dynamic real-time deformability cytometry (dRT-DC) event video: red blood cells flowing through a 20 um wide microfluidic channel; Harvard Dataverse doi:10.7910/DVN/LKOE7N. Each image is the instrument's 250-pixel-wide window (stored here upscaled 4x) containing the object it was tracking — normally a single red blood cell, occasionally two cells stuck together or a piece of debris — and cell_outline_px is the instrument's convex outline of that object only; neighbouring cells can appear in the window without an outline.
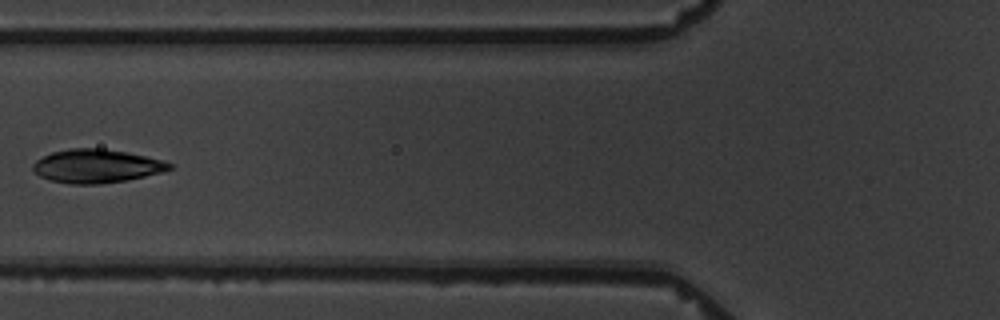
{"species": "common noctule bat (a hibernating species)", "species_latin": "Nyctalus noctula", "temperature_condition": "warm", "stored_images_in_passage": 8, "camera_frame_rate_fps": 3000, "um_per_image_px": 0.085, "animal": {"sex": "male", "body_mass_g": 19.5, "forearm_length_mm": 54.6}, "frame": {"image": 1, "passage_image": 7, "time_ms": 7.0, "image_size_px": [1000, 320], "cell_outline_px": [[172, 168], [160, 172], [144, 176], [124, 180], [96, 184], [72, 184], [52, 180], [40, 176], [32, 168], [32, 164], [36, 160], [52, 152], [68, 148], [100, 148], [128, 152], [164, 160], [172, 164]], "centroid_in_image_um": [8.2, 14.1], "position_along_channel_um": 117.6, "area_um2": 26.41}}
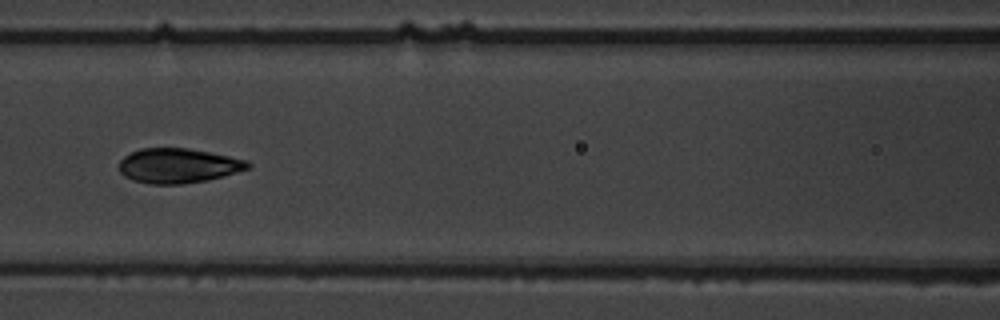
{"frame": {"image": 2, "passage_image": 8, "time_ms": 8.0, "image_size_px": [1000, 320], "cell_outline_px": [[252, 164], [248, 168], [224, 176], [204, 180], [180, 184], [152, 184], [136, 180], [124, 176], [120, 172], [120, 160], [124, 156], [140, 148], [188, 148], [248, 160]], "centroid_in_image_um": [15.15, 14.07], "position_along_channel_um": 151.5, "area_um2": 25.72}}